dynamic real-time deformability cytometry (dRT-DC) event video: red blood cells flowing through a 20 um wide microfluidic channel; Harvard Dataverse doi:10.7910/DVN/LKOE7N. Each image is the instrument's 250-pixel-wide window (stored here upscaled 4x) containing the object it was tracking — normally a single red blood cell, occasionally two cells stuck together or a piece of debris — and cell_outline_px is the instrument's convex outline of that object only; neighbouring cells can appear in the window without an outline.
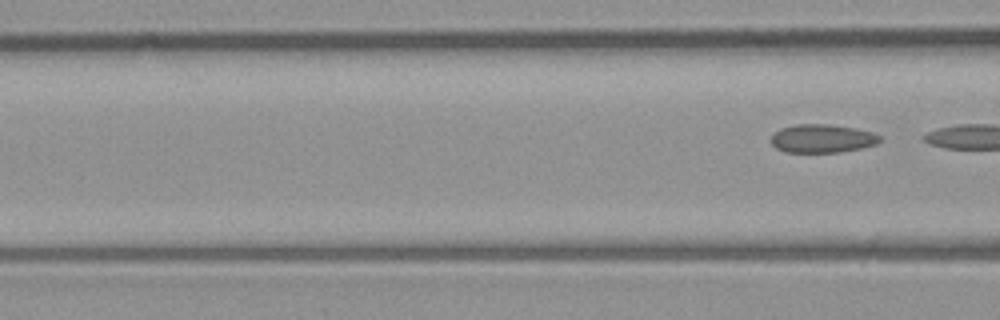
{"species": "common noctule bat (a hibernating species)", "species_latin": "Nyctalus noctula", "temperature_condition": "room temperature", "stored_images_in_passage": 4, "segment_of_instrument_passage": [2, 2], "camera_frame_rate_fps": 3000, "um_per_image_px": 0.085, "animal": {"sex": "male", "body_mass_g": 23.1, "forearm_length_mm": 52.7}, "frame": {"image": 1, "passage_image": 4, "time_ms": 3.667, "image_size_px": [1000, 320], "cell_outline_px": [[880, 140], [876, 144], [860, 148], [840, 152], [788, 152], [776, 148], [772, 144], [772, 136], [780, 128], [796, 124], [828, 124], [856, 128], [872, 132], [880, 136]], "centroid_in_image_um": [69.89, 11.77], "position_along_channel_um": 96.7, "area_um2": 17.86}}